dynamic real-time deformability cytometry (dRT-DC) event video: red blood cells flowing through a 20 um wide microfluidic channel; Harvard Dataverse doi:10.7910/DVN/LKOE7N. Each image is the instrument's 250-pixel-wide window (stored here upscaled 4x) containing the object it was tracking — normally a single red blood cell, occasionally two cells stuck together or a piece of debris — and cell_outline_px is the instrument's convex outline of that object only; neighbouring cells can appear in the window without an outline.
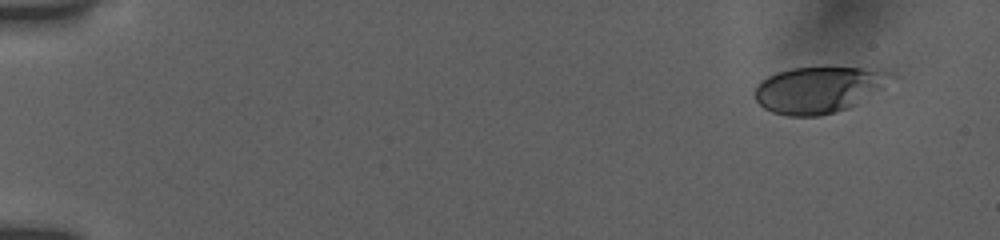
{"species": "human", "species_latin": "Homo sapiens", "temperature_condition": "room temperature", "stored_images_in_passage": 18, "camera_frame_rate_fps": 3000, "um_per_image_px": 0.085, "donor": {"sex": "female"}, "frame": {"image": 1, "passage_image": 2, "time_ms": 1.333, "image_size_px": [1000, 240], "cell_outline_px": [[896, 76], [880, 88], [848, 108], [836, 112], [820, 116], [788, 116], [772, 112], [764, 108], [756, 100], [752, 92], [756, 84], [760, 80], [776, 72], [792, 68], [860, 68], [892, 72]], "centroid_in_image_um": [69.49, 7.63], "position_along_channel_um": 15.5, "area_um2": 36.47}}
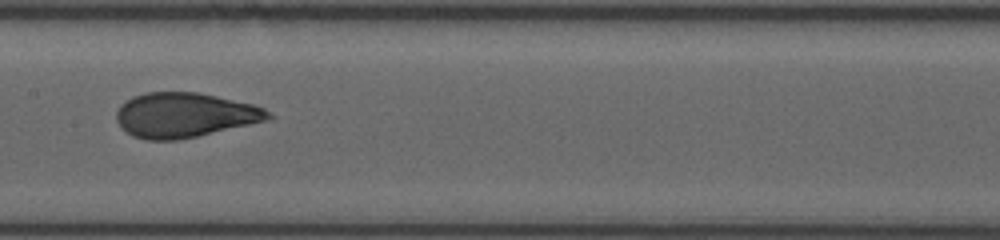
{"frame": {"image": 2, "passage_image": 10, "time_ms": 9.667, "image_size_px": [1000, 240], "cell_outline_px": [[276, 116], [268, 120], [180, 140], [148, 140], [132, 136], [116, 120], [116, 112], [120, 104], [132, 96], [144, 92], [196, 92], [216, 96], [252, 104], [264, 108]], "centroid_in_image_um": [15.69, 9.78], "position_along_channel_um": 191.7, "area_um2": 39.59}}
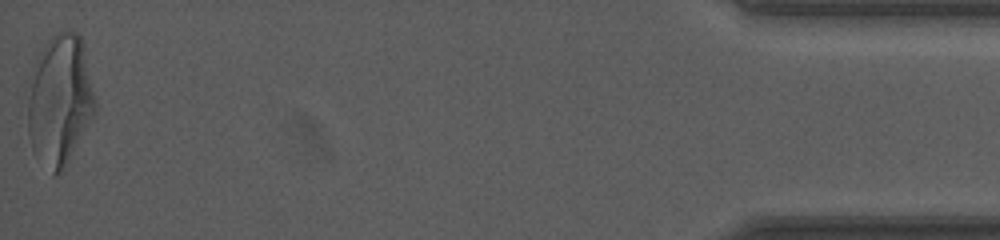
{"frame": {"image": 3, "passage_image": 18, "time_ms": 18.0, "image_size_px": [1000, 240], "cell_outline_px": [[96, 112], [64, 172], [56, 176], [52, 176], [36, 160], [32, 148], [28, 132], [24, 92], [24, 88], [36, 56], [48, 40], [56, 32], [76, 32], [80, 36], [84, 44], [96, 104]], "centroid_in_image_um": [5.02, 8.58], "position_along_channel_um": 430.2, "area_um2": 53.47}, "authors_computed_cell_mechanics": {"area_um2": 39.5063, "velocity_mm_per_s": 3.8609, "shape_relaxation_time_tau1_ms": 3.7209, "shape_relaxation_time_tau2_ms": null, "deformation_change_tau1": 0.1577, "deformation_change_tau2": null}}